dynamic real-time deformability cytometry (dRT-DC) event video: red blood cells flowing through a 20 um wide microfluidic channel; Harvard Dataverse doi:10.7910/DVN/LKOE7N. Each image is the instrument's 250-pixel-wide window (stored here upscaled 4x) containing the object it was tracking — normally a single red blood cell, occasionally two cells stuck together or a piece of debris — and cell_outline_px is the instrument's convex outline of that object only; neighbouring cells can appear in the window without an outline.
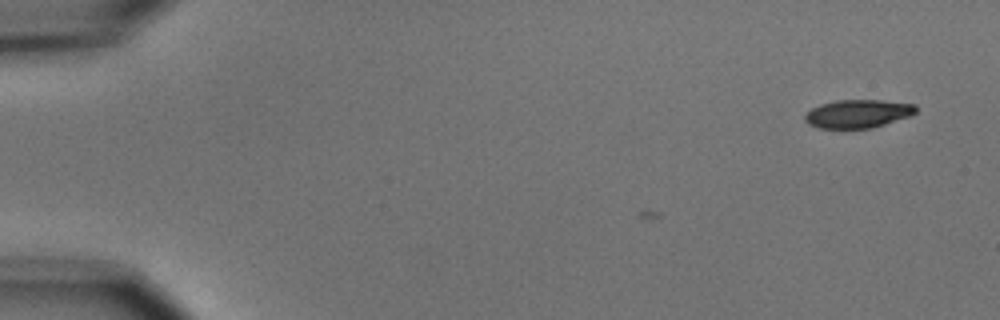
{"species": "common noctule bat (a hibernating species)", "species_latin": "Nyctalus noctula", "temperature_condition": "cold", "stored_images_in_passage": 2, "camera_frame_rate_fps": 3000, "um_per_image_px": 0.085, "animal": {"sex": "male", "body_mass_g": 15.6}, "frame": {"image": 1, "passage_image": 2, "time_ms": 1.0, "image_size_px": [1000, 320], "cell_outline_px": [[916, 112], [908, 116], [872, 128], [820, 128], [808, 124], [804, 120], [804, 116], [812, 108], [820, 104], [836, 100], [880, 100], [916, 104]], "centroid_in_image_um": [72.89, 9.66], "position_along_channel_um": 12.1, "area_um2": 18.15}}